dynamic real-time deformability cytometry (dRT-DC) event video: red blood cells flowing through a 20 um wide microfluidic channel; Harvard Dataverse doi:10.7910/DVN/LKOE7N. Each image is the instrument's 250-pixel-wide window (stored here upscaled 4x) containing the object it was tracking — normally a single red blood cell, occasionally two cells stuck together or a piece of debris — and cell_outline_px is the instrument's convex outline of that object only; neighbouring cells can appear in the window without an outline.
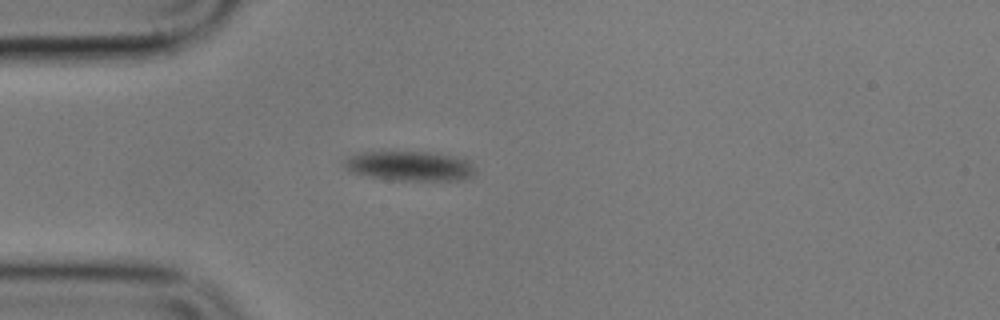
{"species": "common noctule bat (a hibernating species)", "species_latin": "Nyctalus noctula", "temperature_condition": "cold", "stored_images_in_passage": 1, "camera_frame_rate_fps": 3000, "um_per_image_px": 0.085, "animal": {"sex": "male", "body_mass_g": 17.9}, "frame": {"image": 1, "passage_image": 1, "time_ms": 0.0, "image_size_px": [1000, 320], "cell_outline_px": [[476, 172], [472, 176], [460, 180], [392, 180], [348, 172], [340, 160], [348, 156], [360, 152], [428, 152], [464, 156], [472, 160], [476, 168]], "centroid_in_image_um": [34.87, 14.09], "position_along_channel_um": 50.1, "area_um2": 23.35}}